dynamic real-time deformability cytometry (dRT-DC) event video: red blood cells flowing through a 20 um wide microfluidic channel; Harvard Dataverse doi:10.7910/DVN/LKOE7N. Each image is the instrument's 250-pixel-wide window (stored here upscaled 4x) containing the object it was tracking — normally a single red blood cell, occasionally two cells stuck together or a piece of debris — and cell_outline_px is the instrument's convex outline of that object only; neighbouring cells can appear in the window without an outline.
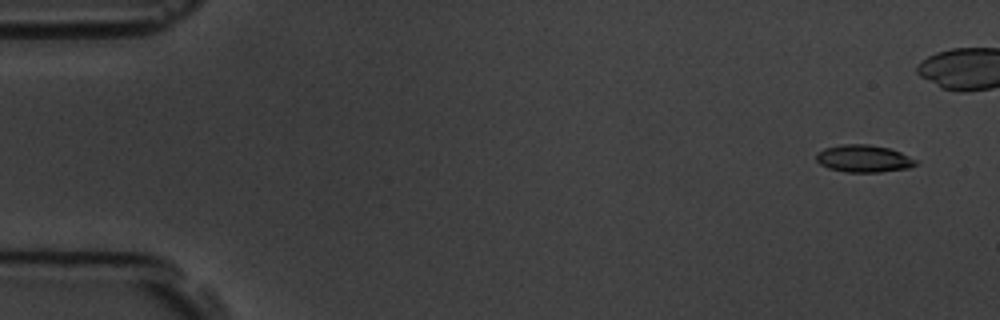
{"species": "common noctule bat (a hibernating species)", "species_latin": "Nyctalus noctula", "temperature_condition": "room temperature", "stored_images_in_passage": 5, "camera_frame_rate_fps": 3000, "um_per_image_px": 0.085, "animal": {"sex": "male", "body_mass_g": 19.5, "forearm_length_mm": 54.6}, "frame": {"image": 1, "passage_image": 1, "time_ms": 0.0, "image_size_px": [1000, 320], "cell_outline_px": [[916, 164], [908, 168], [880, 172], [848, 172], [828, 168], [820, 164], [816, 160], [816, 156], [824, 148], [840, 144], [868, 144], [888, 148], [900, 152], [916, 160]], "centroid_in_image_um": [73.39, 13.48], "position_along_channel_um": 11.6, "area_um2": 15.66}}